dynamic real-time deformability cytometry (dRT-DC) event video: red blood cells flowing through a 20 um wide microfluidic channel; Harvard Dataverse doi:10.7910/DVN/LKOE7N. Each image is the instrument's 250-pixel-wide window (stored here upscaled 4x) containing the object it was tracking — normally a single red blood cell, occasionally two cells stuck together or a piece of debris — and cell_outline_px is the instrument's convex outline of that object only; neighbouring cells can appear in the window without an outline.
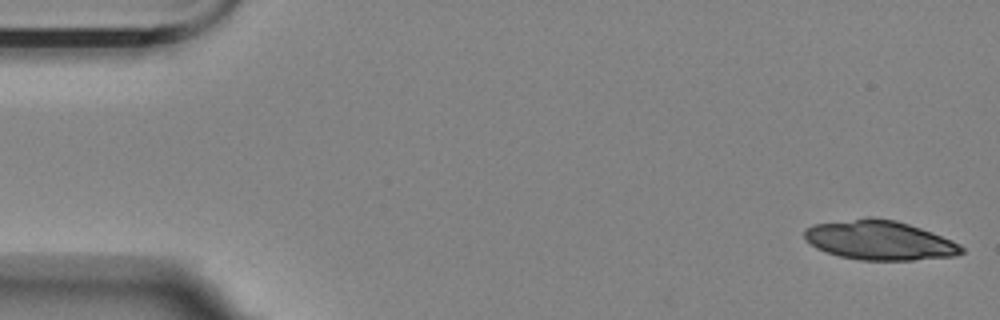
{"species": "Egyptian fruit bat (a non-hibernating species)", "species_latin": "Rousettus aegyptiacus", "temperature_condition": "room temperature", "stored_images_in_passage": 4, "camera_frame_rate_fps": 3000, "um_per_image_px": 0.085, "animal": {"sex": "female"}, "frame": {"image": 1, "passage_image": 1, "time_ms": 0.0, "image_size_px": [1000, 320], "cell_outline_px": [[964, 252], [956, 256], [912, 260], [860, 260], [840, 256], [816, 248], [804, 240], [804, 228], [812, 224], [868, 216], [896, 220], [932, 232], [952, 240], [960, 244], [964, 248]], "centroid_in_image_um": [74.74, 20.41], "position_along_channel_um": 10.3, "area_um2": 36.36}}